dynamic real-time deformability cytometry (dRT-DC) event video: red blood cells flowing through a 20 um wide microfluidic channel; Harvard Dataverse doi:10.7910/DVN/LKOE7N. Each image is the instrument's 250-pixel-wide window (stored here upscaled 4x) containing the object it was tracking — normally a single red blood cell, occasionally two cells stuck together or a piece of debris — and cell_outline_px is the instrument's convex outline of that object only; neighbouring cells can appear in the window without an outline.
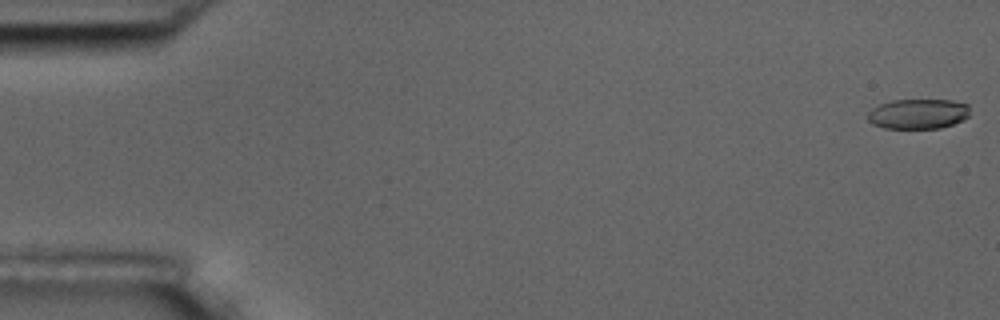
{"species": "common noctule bat (a hibernating species)", "species_latin": "Nyctalus noctula", "temperature_condition": "room temperature", "stored_images_in_passage": 4, "camera_frame_rate_fps": 3000, "um_per_image_px": 0.085, "animal": {"sex": "male", "body_mass_g": 17.5, "forearm_length_mm": 52.3}, "frame": {"image": 1, "passage_image": 1, "time_ms": 0.0, "image_size_px": [1000, 320], "cell_outline_px": [[968, 116], [964, 120], [940, 128], [884, 128], [872, 124], [868, 120], [868, 112], [872, 108], [880, 104], [892, 100], [952, 100], [968, 104]], "centroid_in_image_um": [78.03, 9.68], "position_along_channel_um": 7.0, "area_um2": 17.86}}